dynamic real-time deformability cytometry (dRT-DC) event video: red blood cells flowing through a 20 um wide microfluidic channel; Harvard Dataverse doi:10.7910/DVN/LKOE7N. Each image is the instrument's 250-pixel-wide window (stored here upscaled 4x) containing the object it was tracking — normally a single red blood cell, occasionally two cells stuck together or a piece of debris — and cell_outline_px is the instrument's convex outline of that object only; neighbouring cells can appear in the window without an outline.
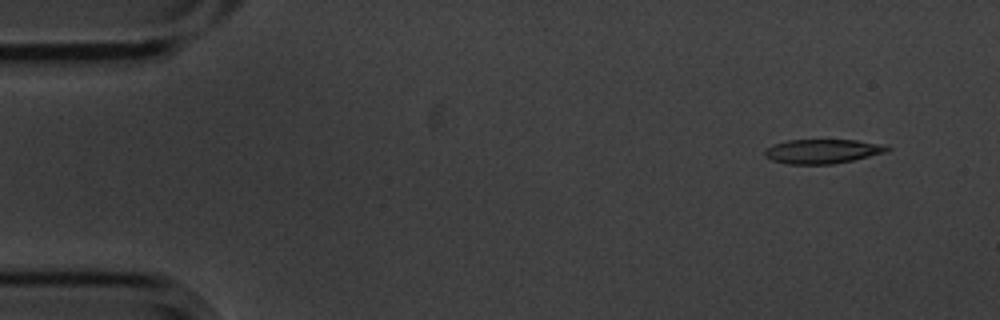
{"species": "common noctule bat (a hibernating species)", "species_latin": "Nyctalus noctula", "temperature_condition": "cold", "stored_images_in_passage": 4, "camera_frame_rate_fps": 3000, "um_per_image_px": 0.085, "animal": {"sex": "male", "body_mass_g": 20.1, "forearm_length_mm": 53.5}, "frame": {"image": 1, "passage_image": 1, "time_ms": 0.0, "image_size_px": [1000, 320], "cell_outline_px": [[892, 148], [888, 152], [852, 160], [832, 164], [788, 164], [772, 160], [764, 156], [764, 152], [772, 144], [788, 140], [856, 140], [884, 144]], "centroid_in_image_um": [69.93, 12.86], "position_along_channel_um": 15.1, "area_um2": 17.4}}